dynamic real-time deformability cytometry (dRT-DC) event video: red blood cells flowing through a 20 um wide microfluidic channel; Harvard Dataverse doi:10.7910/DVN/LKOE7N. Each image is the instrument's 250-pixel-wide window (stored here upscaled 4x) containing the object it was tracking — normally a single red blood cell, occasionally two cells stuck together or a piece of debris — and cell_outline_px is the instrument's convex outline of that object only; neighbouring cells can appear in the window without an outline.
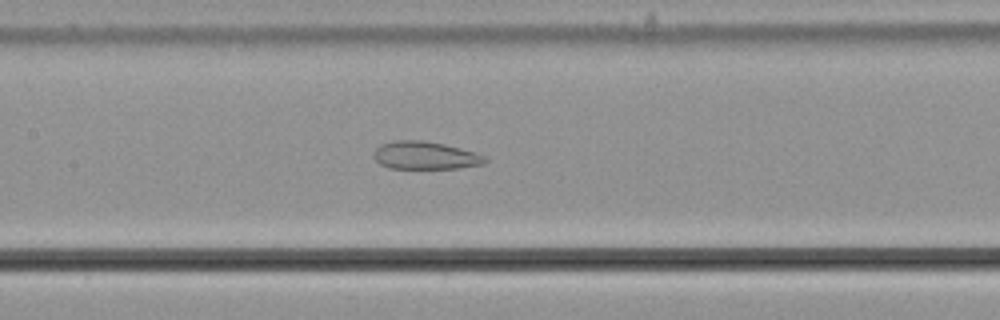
{"species": "common noctule bat (a hibernating species)", "species_latin": "Nyctalus noctula", "temperature_condition": "cold", "stored_images_in_passage": 57, "camera_frame_rate_fps": 3000, "um_per_image_px": 0.085, "animal": {"sex": "male", "body_mass_g": 21.5, "forearm_length_mm": 52.0}, "frame": {"image": 1, "passage_image": 28, "time_ms": 9.0, "image_size_px": [1000, 320], "cell_outline_px": [[488, 160], [484, 164], [456, 168], [388, 168], [380, 164], [372, 156], [376, 148], [380, 144], [396, 140], [424, 140], [444, 144], [476, 152], [484, 156]], "centroid_in_image_um": [36.12, 13.2], "position_along_channel_um": 171.3, "area_um2": 18.09}}
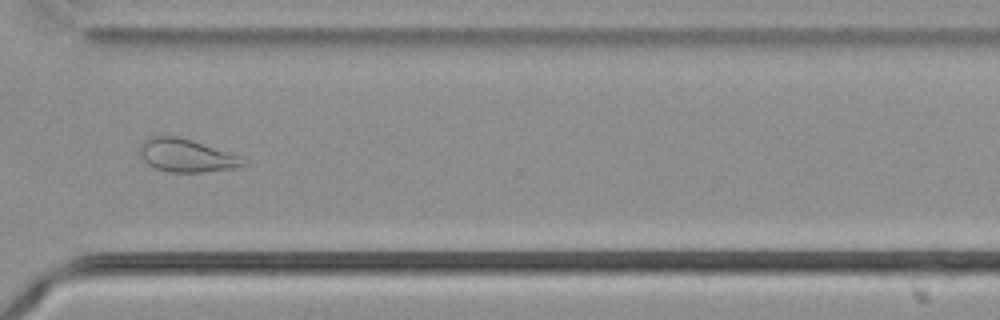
{"frame": {"image": 2, "passage_image": 43, "time_ms": 14.0, "image_size_px": [1000, 320], "cell_outline_px": [[248, 164], [236, 168], [204, 172], [168, 172], [152, 168], [136, 152], [136, 148], [148, 136], [176, 136], [240, 156], [248, 160]], "centroid_in_image_um": [15.78, 13.23], "position_along_channel_um": 354.8, "area_um2": 20.11}}
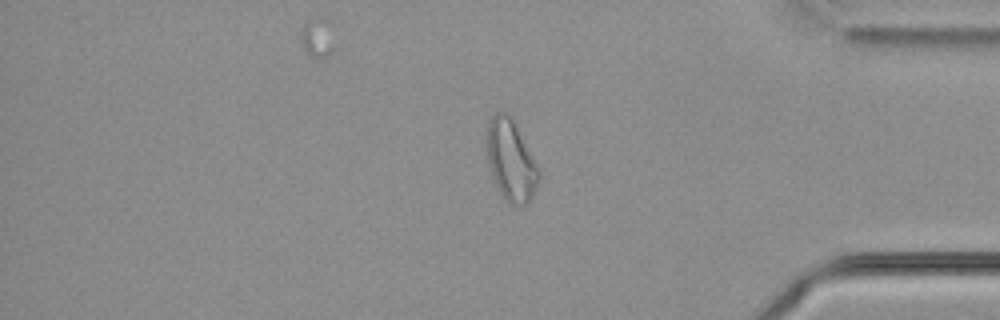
{"frame": {"image": 3, "passage_image": 48, "time_ms": 15.667, "image_size_px": [1000, 320], "cell_outline_px": [[540, 180], [532, 196], [524, 204], [508, 204], [504, 200], [496, 184], [488, 164], [488, 124], [492, 116], [496, 112], [504, 112], [512, 120], [536, 164], [540, 172]], "centroid_in_image_um": [43.43, 13.69], "position_along_channel_um": 391.8, "area_um2": 23.58}, "authors_computed_cell_mechanics": {"area_um2": 25.0852, "velocity_mm_per_s": 3.6611, "shape_relaxation_time_tau1_ms": null, "shape_relaxation_time_tau2_ms": 1.6382, "deformation_change_tau1": null, "deformation_change_tau2": 0.0919}}